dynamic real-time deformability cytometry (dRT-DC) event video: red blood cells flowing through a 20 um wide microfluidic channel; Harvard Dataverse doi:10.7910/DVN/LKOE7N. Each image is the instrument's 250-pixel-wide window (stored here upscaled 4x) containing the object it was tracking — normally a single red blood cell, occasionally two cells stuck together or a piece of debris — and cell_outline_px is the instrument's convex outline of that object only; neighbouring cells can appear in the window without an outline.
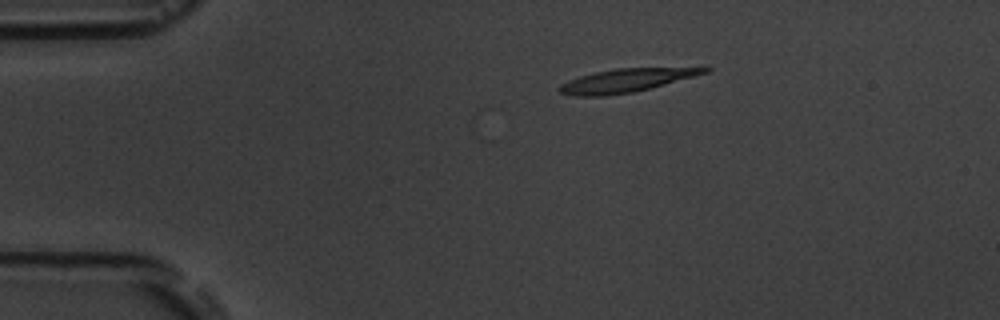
{"species": "common noctule bat (a hibernating species)", "species_latin": "Nyctalus noctula", "temperature_condition": "room temperature", "stored_images_in_passage": 4, "camera_frame_rate_fps": 3000, "um_per_image_px": 0.085, "animal": {"sex": "male", "body_mass_g": 19.5, "forearm_length_mm": 54.6}, "frame": {"image": 1, "passage_image": 1, "time_ms": 0.0, "image_size_px": [1000, 320], "cell_outline_px": [[712, 68], [708, 72], [664, 84], [632, 92], [604, 96], [576, 96], [560, 92], [556, 88], [560, 84], [568, 80], [580, 76], [596, 72], [616, 68]], "centroid_in_image_um": [53.11, 6.85], "position_along_channel_um": 31.9, "area_um2": 19.25}}
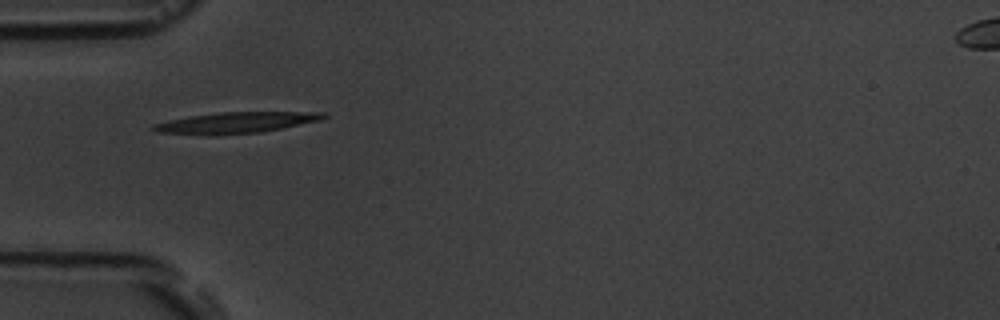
{"frame": {"image": 2, "passage_image": 3, "time_ms": 2.333, "image_size_px": [1000, 320], "cell_outline_px": [[328, 116], [320, 120], [260, 132], [208, 136], [156, 132], [152, 128], [152, 124], [168, 120], [188, 116], [220, 112], [324, 112]], "centroid_in_image_um": [19.97, 10.43], "position_along_channel_um": 65.0, "area_um2": 20.92}}
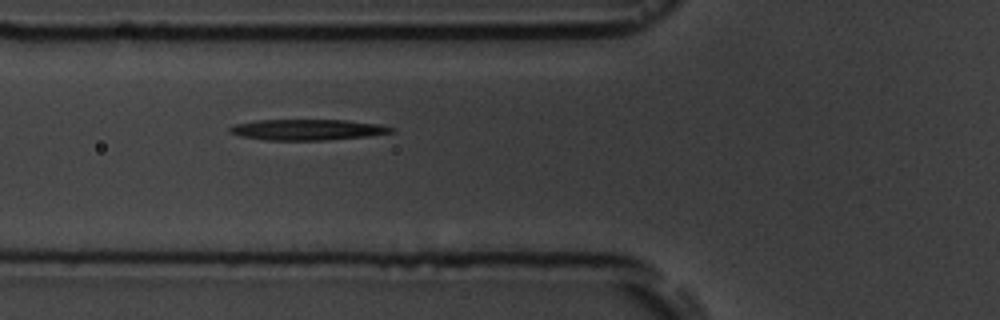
{"frame": {"image": 3, "passage_image": 4, "time_ms": 3.333, "image_size_px": [1000, 320], "cell_outline_px": [[396, 128], [392, 132], [364, 136], [328, 140], [268, 140], [240, 136], [228, 132], [228, 128], [232, 124], [256, 120], [344, 120], [380, 124]], "centroid_in_image_um": [26.07, 11.02], "position_along_channel_um": 99.7, "area_um2": 19.59}}